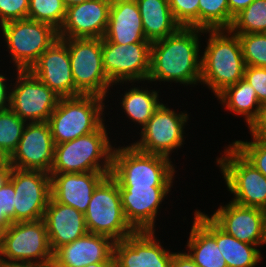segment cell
Returning <instances> with one entry per match:
<instances>
[{"label": "cell", "mask_w": 266, "mask_h": 267, "mask_svg": "<svg viewBox=\"0 0 266 267\" xmlns=\"http://www.w3.org/2000/svg\"><path fill=\"white\" fill-rule=\"evenodd\" d=\"M67 7L62 0H29L28 19L46 23L59 31Z\"/></svg>", "instance_id": "obj_33"}, {"label": "cell", "mask_w": 266, "mask_h": 267, "mask_svg": "<svg viewBox=\"0 0 266 267\" xmlns=\"http://www.w3.org/2000/svg\"><path fill=\"white\" fill-rule=\"evenodd\" d=\"M112 0H87L68 7L58 31L64 38H103Z\"/></svg>", "instance_id": "obj_19"}, {"label": "cell", "mask_w": 266, "mask_h": 267, "mask_svg": "<svg viewBox=\"0 0 266 267\" xmlns=\"http://www.w3.org/2000/svg\"><path fill=\"white\" fill-rule=\"evenodd\" d=\"M62 1L64 2L65 6L68 8V7L80 4L87 0H62Z\"/></svg>", "instance_id": "obj_47"}, {"label": "cell", "mask_w": 266, "mask_h": 267, "mask_svg": "<svg viewBox=\"0 0 266 267\" xmlns=\"http://www.w3.org/2000/svg\"><path fill=\"white\" fill-rule=\"evenodd\" d=\"M243 79L255 90L260 104L266 102V67L246 66Z\"/></svg>", "instance_id": "obj_39"}, {"label": "cell", "mask_w": 266, "mask_h": 267, "mask_svg": "<svg viewBox=\"0 0 266 267\" xmlns=\"http://www.w3.org/2000/svg\"><path fill=\"white\" fill-rule=\"evenodd\" d=\"M29 71L60 98L75 97V83L67 44L56 40Z\"/></svg>", "instance_id": "obj_18"}, {"label": "cell", "mask_w": 266, "mask_h": 267, "mask_svg": "<svg viewBox=\"0 0 266 267\" xmlns=\"http://www.w3.org/2000/svg\"><path fill=\"white\" fill-rule=\"evenodd\" d=\"M84 216L88 233L104 235L115 242L136 232L125 218L119 185L111 175L94 189Z\"/></svg>", "instance_id": "obj_6"}, {"label": "cell", "mask_w": 266, "mask_h": 267, "mask_svg": "<svg viewBox=\"0 0 266 267\" xmlns=\"http://www.w3.org/2000/svg\"><path fill=\"white\" fill-rule=\"evenodd\" d=\"M109 141L103 123L90 134L56 144L50 173L111 172L114 148Z\"/></svg>", "instance_id": "obj_3"}, {"label": "cell", "mask_w": 266, "mask_h": 267, "mask_svg": "<svg viewBox=\"0 0 266 267\" xmlns=\"http://www.w3.org/2000/svg\"><path fill=\"white\" fill-rule=\"evenodd\" d=\"M200 32L206 33V30L180 27L168 37L152 42L147 81H175L186 85L199 83L201 81L198 39Z\"/></svg>", "instance_id": "obj_1"}, {"label": "cell", "mask_w": 266, "mask_h": 267, "mask_svg": "<svg viewBox=\"0 0 266 267\" xmlns=\"http://www.w3.org/2000/svg\"><path fill=\"white\" fill-rule=\"evenodd\" d=\"M18 70H29L56 40L58 30L49 24L31 19L7 22L0 26Z\"/></svg>", "instance_id": "obj_9"}, {"label": "cell", "mask_w": 266, "mask_h": 267, "mask_svg": "<svg viewBox=\"0 0 266 267\" xmlns=\"http://www.w3.org/2000/svg\"><path fill=\"white\" fill-rule=\"evenodd\" d=\"M220 229L241 242L260 246L266 243V211L241 206L233 201L220 206L209 217Z\"/></svg>", "instance_id": "obj_16"}, {"label": "cell", "mask_w": 266, "mask_h": 267, "mask_svg": "<svg viewBox=\"0 0 266 267\" xmlns=\"http://www.w3.org/2000/svg\"><path fill=\"white\" fill-rule=\"evenodd\" d=\"M122 107L127 116L142 127L149 121L155 110L161 105L157 91L140 90L133 87L122 98Z\"/></svg>", "instance_id": "obj_29"}, {"label": "cell", "mask_w": 266, "mask_h": 267, "mask_svg": "<svg viewBox=\"0 0 266 267\" xmlns=\"http://www.w3.org/2000/svg\"><path fill=\"white\" fill-rule=\"evenodd\" d=\"M217 159L234 203L266 211V177L232 144Z\"/></svg>", "instance_id": "obj_8"}, {"label": "cell", "mask_w": 266, "mask_h": 267, "mask_svg": "<svg viewBox=\"0 0 266 267\" xmlns=\"http://www.w3.org/2000/svg\"><path fill=\"white\" fill-rule=\"evenodd\" d=\"M8 162L6 155L0 150V166L5 165Z\"/></svg>", "instance_id": "obj_48"}, {"label": "cell", "mask_w": 266, "mask_h": 267, "mask_svg": "<svg viewBox=\"0 0 266 267\" xmlns=\"http://www.w3.org/2000/svg\"><path fill=\"white\" fill-rule=\"evenodd\" d=\"M170 158L144 153L132 145L113 150L111 176L119 186L172 187Z\"/></svg>", "instance_id": "obj_4"}, {"label": "cell", "mask_w": 266, "mask_h": 267, "mask_svg": "<svg viewBox=\"0 0 266 267\" xmlns=\"http://www.w3.org/2000/svg\"><path fill=\"white\" fill-rule=\"evenodd\" d=\"M0 267H37V265L26 261H11L0 258Z\"/></svg>", "instance_id": "obj_44"}, {"label": "cell", "mask_w": 266, "mask_h": 267, "mask_svg": "<svg viewBox=\"0 0 266 267\" xmlns=\"http://www.w3.org/2000/svg\"><path fill=\"white\" fill-rule=\"evenodd\" d=\"M195 219L216 239L228 267H255L262 259L257 245L241 242L220 229L207 214L196 211Z\"/></svg>", "instance_id": "obj_25"}, {"label": "cell", "mask_w": 266, "mask_h": 267, "mask_svg": "<svg viewBox=\"0 0 266 267\" xmlns=\"http://www.w3.org/2000/svg\"><path fill=\"white\" fill-rule=\"evenodd\" d=\"M171 267H200L185 253H174Z\"/></svg>", "instance_id": "obj_41"}, {"label": "cell", "mask_w": 266, "mask_h": 267, "mask_svg": "<svg viewBox=\"0 0 266 267\" xmlns=\"http://www.w3.org/2000/svg\"><path fill=\"white\" fill-rule=\"evenodd\" d=\"M175 21L181 27L199 28V0H168Z\"/></svg>", "instance_id": "obj_35"}, {"label": "cell", "mask_w": 266, "mask_h": 267, "mask_svg": "<svg viewBox=\"0 0 266 267\" xmlns=\"http://www.w3.org/2000/svg\"><path fill=\"white\" fill-rule=\"evenodd\" d=\"M155 231H136L114 243L115 267H171L174 253L163 249Z\"/></svg>", "instance_id": "obj_17"}, {"label": "cell", "mask_w": 266, "mask_h": 267, "mask_svg": "<svg viewBox=\"0 0 266 267\" xmlns=\"http://www.w3.org/2000/svg\"><path fill=\"white\" fill-rule=\"evenodd\" d=\"M150 59L151 43L121 45L102 38L103 69L112 85L147 80Z\"/></svg>", "instance_id": "obj_11"}, {"label": "cell", "mask_w": 266, "mask_h": 267, "mask_svg": "<svg viewBox=\"0 0 266 267\" xmlns=\"http://www.w3.org/2000/svg\"><path fill=\"white\" fill-rule=\"evenodd\" d=\"M229 31L234 34L266 33V0H254L238 13Z\"/></svg>", "instance_id": "obj_30"}, {"label": "cell", "mask_w": 266, "mask_h": 267, "mask_svg": "<svg viewBox=\"0 0 266 267\" xmlns=\"http://www.w3.org/2000/svg\"><path fill=\"white\" fill-rule=\"evenodd\" d=\"M170 188L119 186L125 218L136 231H155L159 205Z\"/></svg>", "instance_id": "obj_20"}, {"label": "cell", "mask_w": 266, "mask_h": 267, "mask_svg": "<svg viewBox=\"0 0 266 267\" xmlns=\"http://www.w3.org/2000/svg\"><path fill=\"white\" fill-rule=\"evenodd\" d=\"M232 145L266 177V140H237Z\"/></svg>", "instance_id": "obj_36"}, {"label": "cell", "mask_w": 266, "mask_h": 267, "mask_svg": "<svg viewBox=\"0 0 266 267\" xmlns=\"http://www.w3.org/2000/svg\"><path fill=\"white\" fill-rule=\"evenodd\" d=\"M216 97L234 114L244 115L247 125L256 117L260 107L254 88L244 79L228 86Z\"/></svg>", "instance_id": "obj_28"}, {"label": "cell", "mask_w": 266, "mask_h": 267, "mask_svg": "<svg viewBox=\"0 0 266 267\" xmlns=\"http://www.w3.org/2000/svg\"><path fill=\"white\" fill-rule=\"evenodd\" d=\"M104 99L97 95L60 98L48 120L54 144L96 131L104 122Z\"/></svg>", "instance_id": "obj_5"}, {"label": "cell", "mask_w": 266, "mask_h": 267, "mask_svg": "<svg viewBox=\"0 0 266 267\" xmlns=\"http://www.w3.org/2000/svg\"><path fill=\"white\" fill-rule=\"evenodd\" d=\"M5 79L7 78L4 75L0 74V112L10 109L11 92H7L8 88L6 87V83L4 82ZM6 102H8V104Z\"/></svg>", "instance_id": "obj_43"}, {"label": "cell", "mask_w": 266, "mask_h": 267, "mask_svg": "<svg viewBox=\"0 0 266 267\" xmlns=\"http://www.w3.org/2000/svg\"><path fill=\"white\" fill-rule=\"evenodd\" d=\"M55 144L48 122H27L16 150L8 158L11 167L50 174Z\"/></svg>", "instance_id": "obj_15"}, {"label": "cell", "mask_w": 266, "mask_h": 267, "mask_svg": "<svg viewBox=\"0 0 266 267\" xmlns=\"http://www.w3.org/2000/svg\"><path fill=\"white\" fill-rule=\"evenodd\" d=\"M187 113H175L163 103L155 110L149 121L141 127V139L133 144L137 150L165 156L183 144V129Z\"/></svg>", "instance_id": "obj_13"}, {"label": "cell", "mask_w": 266, "mask_h": 267, "mask_svg": "<svg viewBox=\"0 0 266 267\" xmlns=\"http://www.w3.org/2000/svg\"><path fill=\"white\" fill-rule=\"evenodd\" d=\"M254 0H228L230 11V27L234 17L248 7Z\"/></svg>", "instance_id": "obj_42"}, {"label": "cell", "mask_w": 266, "mask_h": 267, "mask_svg": "<svg viewBox=\"0 0 266 267\" xmlns=\"http://www.w3.org/2000/svg\"><path fill=\"white\" fill-rule=\"evenodd\" d=\"M68 47L75 96L97 95L105 98L111 83L104 72L102 38H64Z\"/></svg>", "instance_id": "obj_7"}, {"label": "cell", "mask_w": 266, "mask_h": 267, "mask_svg": "<svg viewBox=\"0 0 266 267\" xmlns=\"http://www.w3.org/2000/svg\"><path fill=\"white\" fill-rule=\"evenodd\" d=\"M238 35L246 66L266 67V33Z\"/></svg>", "instance_id": "obj_34"}, {"label": "cell", "mask_w": 266, "mask_h": 267, "mask_svg": "<svg viewBox=\"0 0 266 267\" xmlns=\"http://www.w3.org/2000/svg\"><path fill=\"white\" fill-rule=\"evenodd\" d=\"M10 174L11 166L9 165V162L0 166V188L9 180Z\"/></svg>", "instance_id": "obj_45"}, {"label": "cell", "mask_w": 266, "mask_h": 267, "mask_svg": "<svg viewBox=\"0 0 266 267\" xmlns=\"http://www.w3.org/2000/svg\"><path fill=\"white\" fill-rule=\"evenodd\" d=\"M187 247V254L200 267H228L216 239L195 218Z\"/></svg>", "instance_id": "obj_27"}, {"label": "cell", "mask_w": 266, "mask_h": 267, "mask_svg": "<svg viewBox=\"0 0 266 267\" xmlns=\"http://www.w3.org/2000/svg\"><path fill=\"white\" fill-rule=\"evenodd\" d=\"M15 83L10 109L25 121L48 122L60 97L29 70H18Z\"/></svg>", "instance_id": "obj_14"}, {"label": "cell", "mask_w": 266, "mask_h": 267, "mask_svg": "<svg viewBox=\"0 0 266 267\" xmlns=\"http://www.w3.org/2000/svg\"><path fill=\"white\" fill-rule=\"evenodd\" d=\"M43 219L53 252L88 233L84 213L52 198L49 200Z\"/></svg>", "instance_id": "obj_23"}, {"label": "cell", "mask_w": 266, "mask_h": 267, "mask_svg": "<svg viewBox=\"0 0 266 267\" xmlns=\"http://www.w3.org/2000/svg\"><path fill=\"white\" fill-rule=\"evenodd\" d=\"M15 189L8 180L0 188V233L14 223Z\"/></svg>", "instance_id": "obj_37"}, {"label": "cell", "mask_w": 266, "mask_h": 267, "mask_svg": "<svg viewBox=\"0 0 266 267\" xmlns=\"http://www.w3.org/2000/svg\"><path fill=\"white\" fill-rule=\"evenodd\" d=\"M103 38L121 45L151 43L145 37L136 0H112Z\"/></svg>", "instance_id": "obj_24"}, {"label": "cell", "mask_w": 266, "mask_h": 267, "mask_svg": "<svg viewBox=\"0 0 266 267\" xmlns=\"http://www.w3.org/2000/svg\"><path fill=\"white\" fill-rule=\"evenodd\" d=\"M29 0H0V26L15 20L27 19Z\"/></svg>", "instance_id": "obj_38"}, {"label": "cell", "mask_w": 266, "mask_h": 267, "mask_svg": "<svg viewBox=\"0 0 266 267\" xmlns=\"http://www.w3.org/2000/svg\"><path fill=\"white\" fill-rule=\"evenodd\" d=\"M9 180L15 189L14 223L43 219L51 198L50 174L11 167Z\"/></svg>", "instance_id": "obj_12"}, {"label": "cell", "mask_w": 266, "mask_h": 267, "mask_svg": "<svg viewBox=\"0 0 266 267\" xmlns=\"http://www.w3.org/2000/svg\"><path fill=\"white\" fill-rule=\"evenodd\" d=\"M37 267H58L53 261L47 264L37 265Z\"/></svg>", "instance_id": "obj_49"}, {"label": "cell", "mask_w": 266, "mask_h": 267, "mask_svg": "<svg viewBox=\"0 0 266 267\" xmlns=\"http://www.w3.org/2000/svg\"><path fill=\"white\" fill-rule=\"evenodd\" d=\"M253 138L266 140V102L260 104L256 117L248 125Z\"/></svg>", "instance_id": "obj_40"}, {"label": "cell", "mask_w": 266, "mask_h": 267, "mask_svg": "<svg viewBox=\"0 0 266 267\" xmlns=\"http://www.w3.org/2000/svg\"><path fill=\"white\" fill-rule=\"evenodd\" d=\"M206 32L210 37L201 57L200 83L206 84L217 96L228 86L243 79L246 64L238 35L232 34L229 29Z\"/></svg>", "instance_id": "obj_2"}, {"label": "cell", "mask_w": 266, "mask_h": 267, "mask_svg": "<svg viewBox=\"0 0 266 267\" xmlns=\"http://www.w3.org/2000/svg\"><path fill=\"white\" fill-rule=\"evenodd\" d=\"M199 28L228 30L230 28L228 0H199Z\"/></svg>", "instance_id": "obj_31"}, {"label": "cell", "mask_w": 266, "mask_h": 267, "mask_svg": "<svg viewBox=\"0 0 266 267\" xmlns=\"http://www.w3.org/2000/svg\"><path fill=\"white\" fill-rule=\"evenodd\" d=\"M0 258L36 265L52 262L53 251L44 219L12 223L1 232Z\"/></svg>", "instance_id": "obj_10"}, {"label": "cell", "mask_w": 266, "mask_h": 267, "mask_svg": "<svg viewBox=\"0 0 266 267\" xmlns=\"http://www.w3.org/2000/svg\"><path fill=\"white\" fill-rule=\"evenodd\" d=\"M86 267H115L114 262H98L92 263Z\"/></svg>", "instance_id": "obj_46"}, {"label": "cell", "mask_w": 266, "mask_h": 267, "mask_svg": "<svg viewBox=\"0 0 266 267\" xmlns=\"http://www.w3.org/2000/svg\"><path fill=\"white\" fill-rule=\"evenodd\" d=\"M114 243L110 237L87 233L57 248L53 252V262L58 267H86L92 263L114 262Z\"/></svg>", "instance_id": "obj_21"}, {"label": "cell", "mask_w": 266, "mask_h": 267, "mask_svg": "<svg viewBox=\"0 0 266 267\" xmlns=\"http://www.w3.org/2000/svg\"><path fill=\"white\" fill-rule=\"evenodd\" d=\"M149 42L164 39L181 26L175 21L168 0H136Z\"/></svg>", "instance_id": "obj_26"}, {"label": "cell", "mask_w": 266, "mask_h": 267, "mask_svg": "<svg viewBox=\"0 0 266 267\" xmlns=\"http://www.w3.org/2000/svg\"><path fill=\"white\" fill-rule=\"evenodd\" d=\"M26 124L11 109L0 112V150L7 158L16 150Z\"/></svg>", "instance_id": "obj_32"}, {"label": "cell", "mask_w": 266, "mask_h": 267, "mask_svg": "<svg viewBox=\"0 0 266 267\" xmlns=\"http://www.w3.org/2000/svg\"><path fill=\"white\" fill-rule=\"evenodd\" d=\"M111 172L50 173L51 198L85 213L97 185Z\"/></svg>", "instance_id": "obj_22"}]
</instances>
